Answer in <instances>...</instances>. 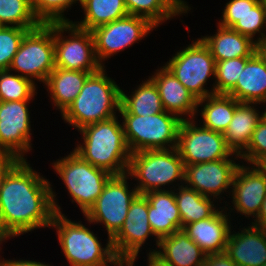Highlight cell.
Listing matches in <instances>:
<instances>
[{"label": "cell", "mask_w": 266, "mask_h": 266, "mask_svg": "<svg viewBox=\"0 0 266 266\" xmlns=\"http://www.w3.org/2000/svg\"><path fill=\"white\" fill-rule=\"evenodd\" d=\"M41 174L32 168L29 160H21L7 174L0 190L2 238L9 240L50 228L54 214H63L52 182Z\"/></svg>", "instance_id": "6da1fadb"}, {"label": "cell", "mask_w": 266, "mask_h": 266, "mask_svg": "<svg viewBox=\"0 0 266 266\" xmlns=\"http://www.w3.org/2000/svg\"><path fill=\"white\" fill-rule=\"evenodd\" d=\"M81 141L73 151L84 161L111 175L128 173L131 152L118 116L83 126L78 130ZM83 139V140H82Z\"/></svg>", "instance_id": "7a4b0ae2"}, {"label": "cell", "mask_w": 266, "mask_h": 266, "mask_svg": "<svg viewBox=\"0 0 266 266\" xmlns=\"http://www.w3.org/2000/svg\"><path fill=\"white\" fill-rule=\"evenodd\" d=\"M106 67L90 74L83 87L62 113V120L79 130L83 126L110 119L119 114L121 88L106 72Z\"/></svg>", "instance_id": "3957f363"}, {"label": "cell", "mask_w": 266, "mask_h": 266, "mask_svg": "<svg viewBox=\"0 0 266 266\" xmlns=\"http://www.w3.org/2000/svg\"><path fill=\"white\" fill-rule=\"evenodd\" d=\"M82 221H73L68 216L55 213L50 228L56 229L57 239L69 266H117V258L108 237L105 247L99 237Z\"/></svg>", "instance_id": "277c9868"}, {"label": "cell", "mask_w": 266, "mask_h": 266, "mask_svg": "<svg viewBox=\"0 0 266 266\" xmlns=\"http://www.w3.org/2000/svg\"><path fill=\"white\" fill-rule=\"evenodd\" d=\"M184 173L185 165L177 148L131 153L128 174L137 182L133 185L139 194L174 190L184 185Z\"/></svg>", "instance_id": "5b68a950"}, {"label": "cell", "mask_w": 266, "mask_h": 266, "mask_svg": "<svg viewBox=\"0 0 266 266\" xmlns=\"http://www.w3.org/2000/svg\"><path fill=\"white\" fill-rule=\"evenodd\" d=\"M55 174L59 175L72 203H77L83 216L94 205L112 176L107 171L84 161L73 150L51 163Z\"/></svg>", "instance_id": "8992f818"}, {"label": "cell", "mask_w": 266, "mask_h": 266, "mask_svg": "<svg viewBox=\"0 0 266 266\" xmlns=\"http://www.w3.org/2000/svg\"><path fill=\"white\" fill-rule=\"evenodd\" d=\"M127 146L131 153L146 150H167L177 147L181 119L166 111L138 116L119 113Z\"/></svg>", "instance_id": "52a82bcc"}, {"label": "cell", "mask_w": 266, "mask_h": 266, "mask_svg": "<svg viewBox=\"0 0 266 266\" xmlns=\"http://www.w3.org/2000/svg\"><path fill=\"white\" fill-rule=\"evenodd\" d=\"M54 69V23L41 24L25 34L9 70L44 84Z\"/></svg>", "instance_id": "ba28073f"}, {"label": "cell", "mask_w": 266, "mask_h": 266, "mask_svg": "<svg viewBox=\"0 0 266 266\" xmlns=\"http://www.w3.org/2000/svg\"><path fill=\"white\" fill-rule=\"evenodd\" d=\"M215 65L210 49L200 37L176 51L164 64L197 100L211 95V90L205 85L210 78L214 81Z\"/></svg>", "instance_id": "9c48e42d"}, {"label": "cell", "mask_w": 266, "mask_h": 266, "mask_svg": "<svg viewBox=\"0 0 266 266\" xmlns=\"http://www.w3.org/2000/svg\"><path fill=\"white\" fill-rule=\"evenodd\" d=\"M128 181H132L128 173L112 175L94 205L84 215L89 226L93 223L104 225L107 237L111 239L122 228L130 204L139 194L133 182L129 184Z\"/></svg>", "instance_id": "30bf717a"}, {"label": "cell", "mask_w": 266, "mask_h": 266, "mask_svg": "<svg viewBox=\"0 0 266 266\" xmlns=\"http://www.w3.org/2000/svg\"><path fill=\"white\" fill-rule=\"evenodd\" d=\"M197 120H183L179 126L176 148L184 165L220 159H240V156L227 146L222 133L202 127Z\"/></svg>", "instance_id": "8fae6325"}, {"label": "cell", "mask_w": 266, "mask_h": 266, "mask_svg": "<svg viewBox=\"0 0 266 266\" xmlns=\"http://www.w3.org/2000/svg\"><path fill=\"white\" fill-rule=\"evenodd\" d=\"M54 45L55 67L85 72L103 67L97 60L91 31L72 22L54 23Z\"/></svg>", "instance_id": "7c38bea8"}, {"label": "cell", "mask_w": 266, "mask_h": 266, "mask_svg": "<svg viewBox=\"0 0 266 266\" xmlns=\"http://www.w3.org/2000/svg\"><path fill=\"white\" fill-rule=\"evenodd\" d=\"M153 238H152V237ZM155 241V249H149L147 256H152L158 247L159 239L154 235L148 220V201L143 194H138L131 202L128 214L120 231L111 239L115 255L127 266H135L144 244L148 239Z\"/></svg>", "instance_id": "4fadbf2b"}, {"label": "cell", "mask_w": 266, "mask_h": 266, "mask_svg": "<svg viewBox=\"0 0 266 266\" xmlns=\"http://www.w3.org/2000/svg\"><path fill=\"white\" fill-rule=\"evenodd\" d=\"M155 28L157 29L144 17L127 15L91 30L97 60L105 67V61L133 44L141 42Z\"/></svg>", "instance_id": "5bb4252c"}, {"label": "cell", "mask_w": 266, "mask_h": 266, "mask_svg": "<svg viewBox=\"0 0 266 266\" xmlns=\"http://www.w3.org/2000/svg\"><path fill=\"white\" fill-rule=\"evenodd\" d=\"M31 101L34 100L0 101V153L27 160L33 149Z\"/></svg>", "instance_id": "9a60e30c"}, {"label": "cell", "mask_w": 266, "mask_h": 266, "mask_svg": "<svg viewBox=\"0 0 266 266\" xmlns=\"http://www.w3.org/2000/svg\"><path fill=\"white\" fill-rule=\"evenodd\" d=\"M241 163L233 176L231 203L226 201L224 208L230 216L237 213L236 215H244L248 220L251 217L253 222L266 197V171L260 165Z\"/></svg>", "instance_id": "2e32d148"}, {"label": "cell", "mask_w": 266, "mask_h": 266, "mask_svg": "<svg viewBox=\"0 0 266 266\" xmlns=\"http://www.w3.org/2000/svg\"><path fill=\"white\" fill-rule=\"evenodd\" d=\"M240 161V159H220L185 165L184 185L222 203V199L225 200L223 193L230 198L233 176Z\"/></svg>", "instance_id": "e0dca14e"}, {"label": "cell", "mask_w": 266, "mask_h": 266, "mask_svg": "<svg viewBox=\"0 0 266 266\" xmlns=\"http://www.w3.org/2000/svg\"><path fill=\"white\" fill-rule=\"evenodd\" d=\"M148 77L155 82L166 112L182 121L195 119L198 100L164 65Z\"/></svg>", "instance_id": "ac0fdd59"}, {"label": "cell", "mask_w": 266, "mask_h": 266, "mask_svg": "<svg viewBox=\"0 0 266 266\" xmlns=\"http://www.w3.org/2000/svg\"><path fill=\"white\" fill-rule=\"evenodd\" d=\"M241 226L243 224L237 232L232 226L225 253L237 266H263L266 263V231L251 224Z\"/></svg>", "instance_id": "d6986e66"}, {"label": "cell", "mask_w": 266, "mask_h": 266, "mask_svg": "<svg viewBox=\"0 0 266 266\" xmlns=\"http://www.w3.org/2000/svg\"><path fill=\"white\" fill-rule=\"evenodd\" d=\"M227 211L221 207L212 217L187 224L184 232L208 254L225 252L232 220Z\"/></svg>", "instance_id": "ffe728a7"}, {"label": "cell", "mask_w": 266, "mask_h": 266, "mask_svg": "<svg viewBox=\"0 0 266 266\" xmlns=\"http://www.w3.org/2000/svg\"><path fill=\"white\" fill-rule=\"evenodd\" d=\"M151 256L162 266H202L206 254L183 229L159 239Z\"/></svg>", "instance_id": "44dd1931"}, {"label": "cell", "mask_w": 266, "mask_h": 266, "mask_svg": "<svg viewBox=\"0 0 266 266\" xmlns=\"http://www.w3.org/2000/svg\"><path fill=\"white\" fill-rule=\"evenodd\" d=\"M148 201V220L154 235L161 239L181 230V217L173 190L143 194Z\"/></svg>", "instance_id": "7402d4cb"}, {"label": "cell", "mask_w": 266, "mask_h": 266, "mask_svg": "<svg viewBox=\"0 0 266 266\" xmlns=\"http://www.w3.org/2000/svg\"><path fill=\"white\" fill-rule=\"evenodd\" d=\"M92 73L95 72L55 67L43 84L55 110L62 114L78 96L85 80Z\"/></svg>", "instance_id": "603a6c76"}, {"label": "cell", "mask_w": 266, "mask_h": 266, "mask_svg": "<svg viewBox=\"0 0 266 266\" xmlns=\"http://www.w3.org/2000/svg\"><path fill=\"white\" fill-rule=\"evenodd\" d=\"M258 105L261 104L237 101L234 116L223 134L227 146L235 154L240 155L247 148L257 124L263 118V110L259 111Z\"/></svg>", "instance_id": "cb8c5ba5"}, {"label": "cell", "mask_w": 266, "mask_h": 266, "mask_svg": "<svg viewBox=\"0 0 266 266\" xmlns=\"http://www.w3.org/2000/svg\"><path fill=\"white\" fill-rule=\"evenodd\" d=\"M215 34L201 35V40L210 49L215 62L239 57H251L255 53V42L232 28L216 25Z\"/></svg>", "instance_id": "d4e9b609"}, {"label": "cell", "mask_w": 266, "mask_h": 266, "mask_svg": "<svg viewBox=\"0 0 266 266\" xmlns=\"http://www.w3.org/2000/svg\"><path fill=\"white\" fill-rule=\"evenodd\" d=\"M227 95L238 102L266 103V64L256 53L246 61L236 85Z\"/></svg>", "instance_id": "484cf974"}, {"label": "cell", "mask_w": 266, "mask_h": 266, "mask_svg": "<svg viewBox=\"0 0 266 266\" xmlns=\"http://www.w3.org/2000/svg\"><path fill=\"white\" fill-rule=\"evenodd\" d=\"M236 107L237 100L232 96L211 94L198 100L195 118L200 115L199 124H202V127L224 134L234 116Z\"/></svg>", "instance_id": "4316f807"}, {"label": "cell", "mask_w": 266, "mask_h": 266, "mask_svg": "<svg viewBox=\"0 0 266 266\" xmlns=\"http://www.w3.org/2000/svg\"><path fill=\"white\" fill-rule=\"evenodd\" d=\"M129 15L148 19L156 27L192 9L185 0H124Z\"/></svg>", "instance_id": "83f0119b"}, {"label": "cell", "mask_w": 266, "mask_h": 266, "mask_svg": "<svg viewBox=\"0 0 266 266\" xmlns=\"http://www.w3.org/2000/svg\"><path fill=\"white\" fill-rule=\"evenodd\" d=\"M173 191L181 217V229L187 224L212 217L221 208L216 199L203 196L185 185Z\"/></svg>", "instance_id": "f1b7e54d"}, {"label": "cell", "mask_w": 266, "mask_h": 266, "mask_svg": "<svg viewBox=\"0 0 266 266\" xmlns=\"http://www.w3.org/2000/svg\"><path fill=\"white\" fill-rule=\"evenodd\" d=\"M125 92L121 88L119 113L150 116L165 111L156 84L150 77L131 90L130 95Z\"/></svg>", "instance_id": "f546056e"}, {"label": "cell", "mask_w": 266, "mask_h": 266, "mask_svg": "<svg viewBox=\"0 0 266 266\" xmlns=\"http://www.w3.org/2000/svg\"><path fill=\"white\" fill-rule=\"evenodd\" d=\"M78 5L84 16L72 23L89 31L129 15L124 0H81Z\"/></svg>", "instance_id": "4dcf8cb0"}, {"label": "cell", "mask_w": 266, "mask_h": 266, "mask_svg": "<svg viewBox=\"0 0 266 266\" xmlns=\"http://www.w3.org/2000/svg\"><path fill=\"white\" fill-rule=\"evenodd\" d=\"M0 23L29 31L41 25L33 13L31 0H0Z\"/></svg>", "instance_id": "1f68e13d"}, {"label": "cell", "mask_w": 266, "mask_h": 266, "mask_svg": "<svg viewBox=\"0 0 266 266\" xmlns=\"http://www.w3.org/2000/svg\"><path fill=\"white\" fill-rule=\"evenodd\" d=\"M37 83L17 73L0 70V101L34 100L37 96Z\"/></svg>", "instance_id": "d6a6232c"}, {"label": "cell", "mask_w": 266, "mask_h": 266, "mask_svg": "<svg viewBox=\"0 0 266 266\" xmlns=\"http://www.w3.org/2000/svg\"><path fill=\"white\" fill-rule=\"evenodd\" d=\"M250 57H239L218 61L215 65V79L211 94H227L237 83L245 63Z\"/></svg>", "instance_id": "836d02e7"}, {"label": "cell", "mask_w": 266, "mask_h": 266, "mask_svg": "<svg viewBox=\"0 0 266 266\" xmlns=\"http://www.w3.org/2000/svg\"><path fill=\"white\" fill-rule=\"evenodd\" d=\"M77 3L81 0H31L33 13L41 24L72 22L64 12Z\"/></svg>", "instance_id": "e575fe53"}, {"label": "cell", "mask_w": 266, "mask_h": 266, "mask_svg": "<svg viewBox=\"0 0 266 266\" xmlns=\"http://www.w3.org/2000/svg\"><path fill=\"white\" fill-rule=\"evenodd\" d=\"M254 42L266 36V5L260 0L231 27ZM255 35H258L255 37Z\"/></svg>", "instance_id": "d590c367"}, {"label": "cell", "mask_w": 266, "mask_h": 266, "mask_svg": "<svg viewBox=\"0 0 266 266\" xmlns=\"http://www.w3.org/2000/svg\"><path fill=\"white\" fill-rule=\"evenodd\" d=\"M21 27L3 26L0 29V70H8L19 45L28 32Z\"/></svg>", "instance_id": "8d00e7d4"}, {"label": "cell", "mask_w": 266, "mask_h": 266, "mask_svg": "<svg viewBox=\"0 0 266 266\" xmlns=\"http://www.w3.org/2000/svg\"><path fill=\"white\" fill-rule=\"evenodd\" d=\"M239 156L241 162L252 165H260L266 160V119L259 121L250 143Z\"/></svg>", "instance_id": "74e56055"}, {"label": "cell", "mask_w": 266, "mask_h": 266, "mask_svg": "<svg viewBox=\"0 0 266 266\" xmlns=\"http://www.w3.org/2000/svg\"><path fill=\"white\" fill-rule=\"evenodd\" d=\"M260 0H229L222 10L220 26L231 28L245 13L250 11Z\"/></svg>", "instance_id": "f35d334b"}, {"label": "cell", "mask_w": 266, "mask_h": 266, "mask_svg": "<svg viewBox=\"0 0 266 266\" xmlns=\"http://www.w3.org/2000/svg\"><path fill=\"white\" fill-rule=\"evenodd\" d=\"M21 161L18 157L0 153V190L7 174Z\"/></svg>", "instance_id": "ab89813d"}, {"label": "cell", "mask_w": 266, "mask_h": 266, "mask_svg": "<svg viewBox=\"0 0 266 266\" xmlns=\"http://www.w3.org/2000/svg\"><path fill=\"white\" fill-rule=\"evenodd\" d=\"M202 266H237L236 263L225 253L208 254Z\"/></svg>", "instance_id": "60d3db41"}, {"label": "cell", "mask_w": 266, "mask_h": 266, "mask_svg": "<svg viewBox=\"0 0 266 266\" xmlns=\"http://www.w3.org/2000/svg\"><path fill=\"white\" fill-rule=\"evenodd\" d=\"M2 266H53L50 265L49 263L45 262H40V261H34V260H25V259H18V260H13V259H6L3 258L2 260Z\"/></svg>", "instance_id": "b9f144b4"}, {"label": "cell", "mask_w": 266, "mask_h": 266, "mask_svg": "<svg viewBox=\"0 0 266 266\" xmlns=\"http://www.w3.org/2000/svg\"><path fill=\"white\" fill-rule=\"evenodd\" d=\"M250 224L266 231V197L262 202V207L258 216L254 219V222H250Z\"/></svg>", "instance_id": "7bdbcfd3"}, {"label": "cell", "mask_w": 266, "mask_h": 266, "mask_svg": "<svg viewBox=\"0 0 266 266\" xmlns=\"http://www.w3.org/2000/svg\"><path fill=\"white\" fill-rule=\"evenodd\" d=\"M255 53L266 64V36L255 42Z\"/></svg>", "instance_id": "ee69618b"}, {"label": "cell", "mask_w": 266, "mask_h": 266, "mask_svg": "<svg viewBox=\"0 0 266 266\" xmlns=\"http://www.w3.org/2000/svg\"><path fill=\"white\" fill-rule=\"evenodd\" d=\"M147 266H162L161 264H159L154 258H152L151 256H147Z\"/></svg>", "instance_id": "f6af8a7d"}, {"label": "cell", "mask_w": 266, "mask_h": 266, "mask_svg": "<svg viewBox=\"0 0 266 266\" xmlns=\"http://www.w3.org/2000/svg\"><path fill=\"white\" fill-rule=\"evenodd\" d=\"M6 240L7 239H4V238H2L1 240H0V253H1V251H2V247H1V245L5 242L6 243ZM0 266H2V260H3V258H2V256L0 255Z\"/></svg>", "instance_id": "bcb514c9"}, {"label": "cell", "mask_w": 266, "mask_h": 266, "mask_svg": "<svg viewBox=\"0 0 266 266\" xmlns=\"http://www.w3.org/2000/svg\"><path fill=\"white\" fill-rule=\"evenodd\" d=\"M265 107V108H264ZM263 111V118L266 119V105H263V108H262Z\"/></svg>", "instance_id": "7dc6e473"}, {"label": "cell", "mask_w": 266, "mask_h": 266, "mask_svg": "<svg viewBox=\"0 0 266 266\" xmlns=\"http://www.w3.org/2000/svg\"><path fill=\"white\" fill-rule=\"evenodd\" d=\"M260 166L266 171V160L263 161Z\"/></svg>", "instance_id": "c3c4849f"}]
</instances>
